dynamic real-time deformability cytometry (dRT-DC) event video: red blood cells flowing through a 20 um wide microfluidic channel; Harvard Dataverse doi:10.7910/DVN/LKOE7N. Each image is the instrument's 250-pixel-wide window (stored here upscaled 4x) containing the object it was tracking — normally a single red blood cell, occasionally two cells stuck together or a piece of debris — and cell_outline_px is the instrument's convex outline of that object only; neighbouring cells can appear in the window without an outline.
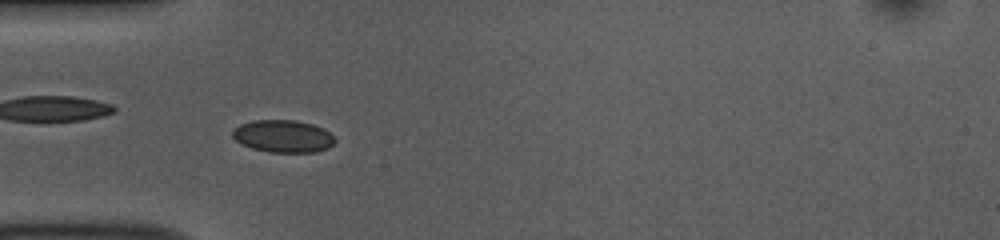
{"species": "common noctule bat (a hibernating species)", "species_latin": "Nyctalus noctula", "temperature_condition": "room temperature", "stored_images_in_passage": 52, "camera_frame_rate_fps": 3000, "um_per_image_px": 0.085, "animal": {"sex": "female", "body_mass_g": 10.0, "forearm_length_mm": 53.1}, "frame": {"image": 1, "passage_image": 15, "time_ms": 4.667, "image_size_px": [1000, 240], "cell_outline_px": [[336, 140], [328, 148], [316, 152], [268, 152], [252, 148], [236, 140], [232, 136], [232, 128], [240, 124], [252, 120], [296, 120], [312, 124], [324, 128]], "centroid_in_image_um": [24.05, 11.57], "position_along_channel_um": 61.0, "area_um2": 19.36}}
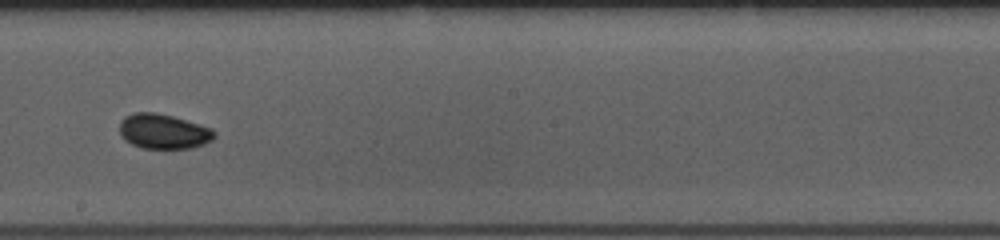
{"frame": {"image": 2, "passage_image": 29, "time_ms": 9.333, "image_size_px": [1000, 240], "cell_outline_px": [[216, 136], [212, 140], [204, 144], [192, 148], [140, 148], [124, 140], [120, 136], [120, 120], [124, 116], [132, 112], [156, 112], [172, 116], [200, 124], [212, 128], [216, 132]], "centroid_in_image_um": [13.88, 11.16], "position_along_channel_um": 234.3, "area_um2": 19.54}}
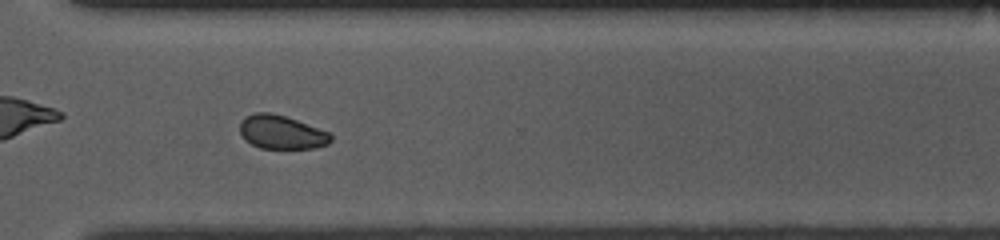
{"frame": {"image": 3, "passage_image": 38, "time_ms": 12.333, "image_size_px": [1000, 240], "cell_outline_px": [[332, 140], [328, 144], [316, 148], [260, 148], [244, 140], [240, 132], [240, 120], [244, 116], [256, 112], [272, 112], [296, 120], [328, 132], [332, 136]], "centroid_in_image_um": [23.89, 11.23], "position_along_channel_um": 346.7, "area_um2": 17.86}, "authors_computed_cell_mechanics": {"area_um2": 18.6983, "velocity_mm_per_s": 3.7498, "shape_relaxation_time_tau1_ms": 1.6211, "shape_relaxation_time_tau2_ms": 3.4915, "deformation_change_tau1": 0.0645, "deformation_change_tau2": 0.051}}